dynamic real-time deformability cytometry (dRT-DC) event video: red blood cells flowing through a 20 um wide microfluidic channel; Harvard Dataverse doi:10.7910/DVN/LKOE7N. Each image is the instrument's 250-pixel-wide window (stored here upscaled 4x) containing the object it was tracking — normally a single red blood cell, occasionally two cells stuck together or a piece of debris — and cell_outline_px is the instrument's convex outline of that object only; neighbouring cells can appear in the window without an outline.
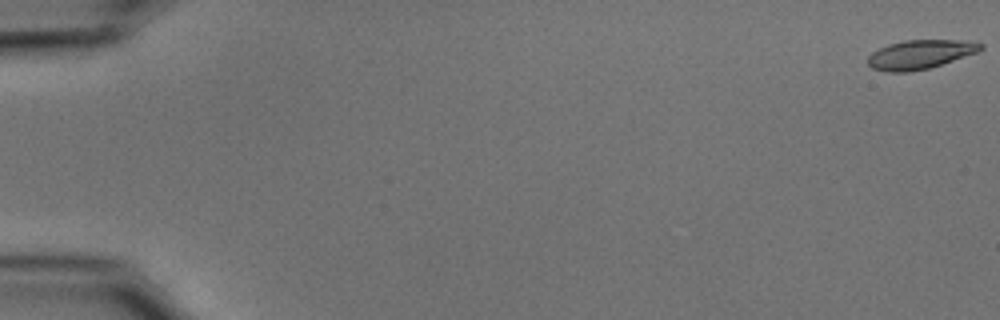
{"species": "common noctule bat (a hibernating species)", "species_latin": "Nyctalus noctula", "temperature_condition": "cold", "stored_images_in_passage": 56, "camera_frame_rate_fps": 3000, "um_per_image_px": 0.085, "animal": {"sex": "male", "body_mass_g": 15.6}, "frame": {"image": 1, "passage_image": 1, "time_ms": 0.0, "image_size_px": [1000, 320], "cell_outline_px": [[984, 48], [976, 52], [928, 68], [908, 72], [888, 72], [872, 68], [868, 64], [868, 56], [872, 52], [888, 44], [904, 40], [960, 40], [984, 44]], "centroid_in_image_um": [78.17, 4.62], "position_along_channel_um": 6.8, "area_um2": 18.79}}
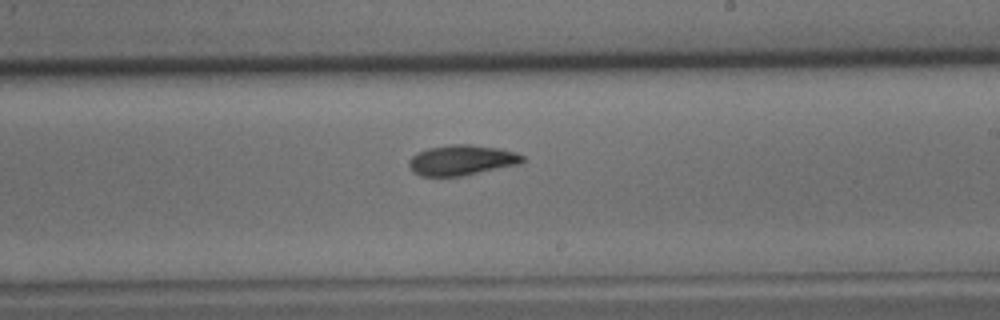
{"frame": {"image": 2, "passage_image": 34, "time_ms": 11.0, "image_size_px": [1000, 320], "cell_outline_px": [[524, 160], [520, 164], [460, 176], [420, 176], [412, 172], [408, 164], [408, 160], [416, 152], [428, 148], [452, 144], [472, 144], [500, 148], [516, 152], [524, 156]], "centroid_in_image_um": [39.22, 13.6], "position_along_channel_um": 249.8, "area_um2": 20.23}}
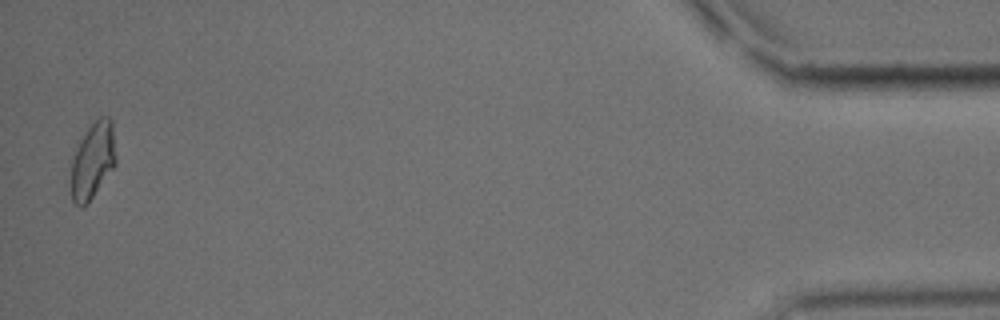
{"frame": {"image": 3, "passage_image": 55, "time_ms": 18.0, "image_size_px": [1000, 320], "cell_outline_px": [[116, 164], [88, 204], [80, 208], [72, 200], [72, 156], [80, 140], [88, 128], [100, 116], [108, 116], [112, 120], [116, 156]], "centroid_in_image_um": [7.9, 13.65], "position_along_channel_um": 427.3, "area_um2": 19.94}, "authors_computed_cell_mechanics": {"area_um2": 19.7676, "velocity_mm_per_s": 3.6912, "shape_relaxation_time_tau1_ms": 4.3115, "shape_relaxation_time_tau2_ms": 3.6977, "deformation_change_tau1": 0.1528, "deformation_change_tau2": 0.1057}}